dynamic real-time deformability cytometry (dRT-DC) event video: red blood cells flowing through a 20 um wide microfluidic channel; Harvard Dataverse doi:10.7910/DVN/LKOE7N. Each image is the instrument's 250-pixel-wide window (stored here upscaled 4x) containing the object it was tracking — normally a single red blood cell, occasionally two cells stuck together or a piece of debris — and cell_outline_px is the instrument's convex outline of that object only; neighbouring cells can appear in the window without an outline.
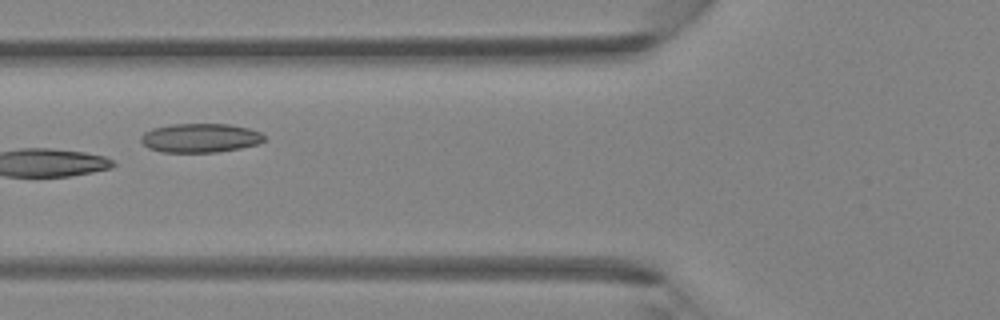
{"species": "Egyptian fruit bat (a non-hibernating species)", "species_latin": "Rousettus aegyptiacus", "temperature_condition": "room temperature", "stored_images_in_passage": 3, "camera_frame_rate_fps": 3000, "um_per_image_px": 0.085, "animal": {"sex": "female"}, "frame": {"image": 1, "passage_image": 3, "time_ms": 0.667, "image_size_px": [1000, 320], "cell_outline_px": [[264, 140], [256, 144], [240, 148], [216, 152], [160, 152], [148, 148], [140, 140], [140, 136], [144, 132], [152, 128], [172, 124], [228, 124], [248, 128], [260, 132], [264, 136]], "centroid_in_image_um": [16.97, 11.72], "position_along_channel_um": 108.8, "area_um2": 20.81}}